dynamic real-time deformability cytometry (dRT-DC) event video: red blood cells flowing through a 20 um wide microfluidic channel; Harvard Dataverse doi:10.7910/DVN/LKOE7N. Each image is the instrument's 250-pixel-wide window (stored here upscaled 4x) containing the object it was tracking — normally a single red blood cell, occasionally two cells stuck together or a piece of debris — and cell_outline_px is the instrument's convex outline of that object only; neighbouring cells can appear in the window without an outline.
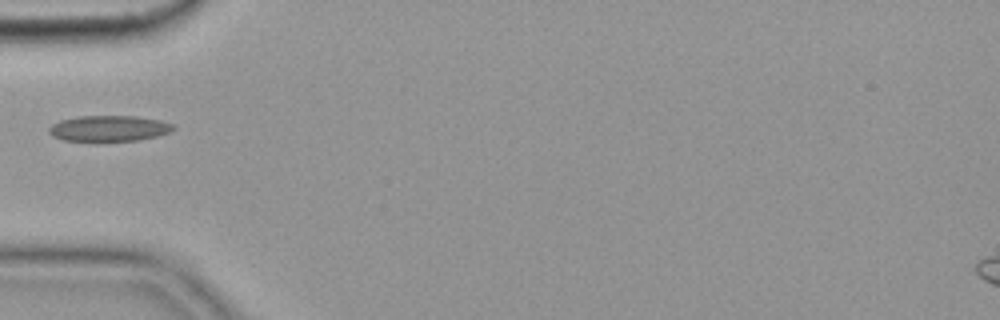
{"species": "common noctule bat (a hibernating species)", "species_latin": "Nyctalus noctula", "temperature_condition": "cold", "stored_images_in_passage": 35, "camera_frame_rate_fps": 3000, "um_per_image_px": 0.085, "animal": {"sex": "female", "body_mass_g": 19.9}, "frame": {"image": 1, "passage_image": 1, "time_ms": 0.0, "image_size_px": [1000, 320], "cell_outline_px": [[176, 128], [168, 132], [156, 136], [136, 140], [64, 140], [52, 136], [48, 132], [48, 128], [52, 124], [60, 120], [80, 116], [136, 116], [160, 120], [176, 124]], "centroid_in_image_um": [9.27, 10.89], "position_along_channel_um": 75.7, "area_um2": 18.5}}
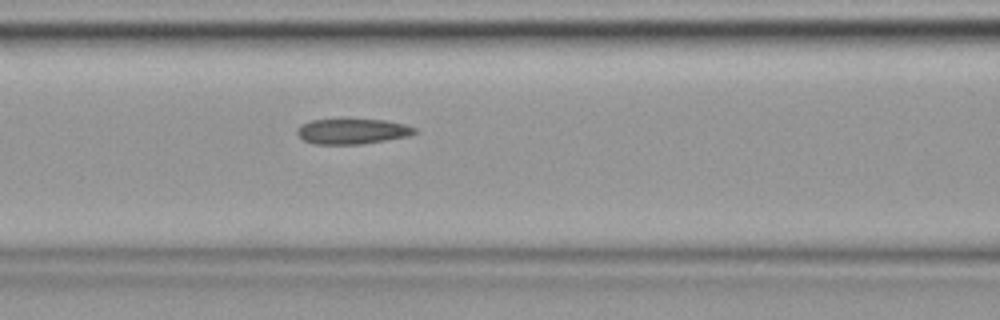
{"frame": {"image": 2, "passage_image": 6, "time_ms": 1.667, "image_size_px": [1000, 320], "cell_outline_px": [[416, 132], [408, 136], [360, 144], [312, 144], [304, 140], [296, 132], [296, 128], [300, 124], [312, 120], [344, 116], [388, 120], [404, 124], [416, 128]], "centroid_in_image_um": [29.89, 11.1], "position_along_channel_um": 136.7, "area_um2": 18.26}}
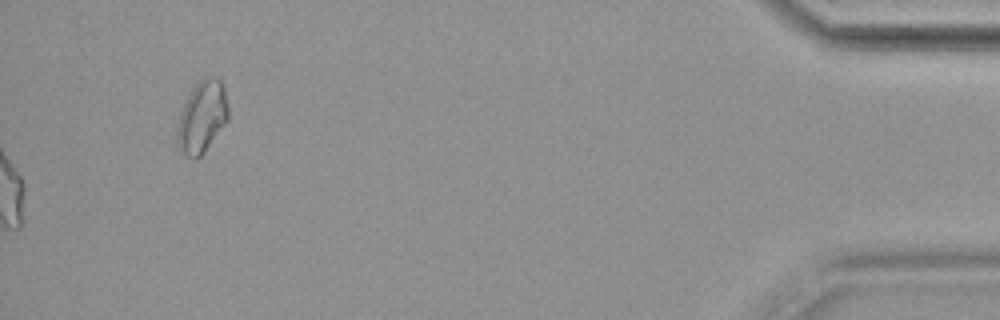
{"frame": {"image": 3, "passage_image": 35, "time_ms": 11.333, "image_size_px": [1000, 320], "cell_outline_px": [[228, 120], [204, 152], [200, 156], [192, 160], [180, 156], [176, 140], [176, 128], [180, 112], [192, 88], [200, 80], [212, 76], [216, 76], [220, 80], [224, 88], [228, 104]], "centroid_in_image_um": [17.14, 10.0], "position_along_channel_um": 418.1, "area_um2": 21.73}}